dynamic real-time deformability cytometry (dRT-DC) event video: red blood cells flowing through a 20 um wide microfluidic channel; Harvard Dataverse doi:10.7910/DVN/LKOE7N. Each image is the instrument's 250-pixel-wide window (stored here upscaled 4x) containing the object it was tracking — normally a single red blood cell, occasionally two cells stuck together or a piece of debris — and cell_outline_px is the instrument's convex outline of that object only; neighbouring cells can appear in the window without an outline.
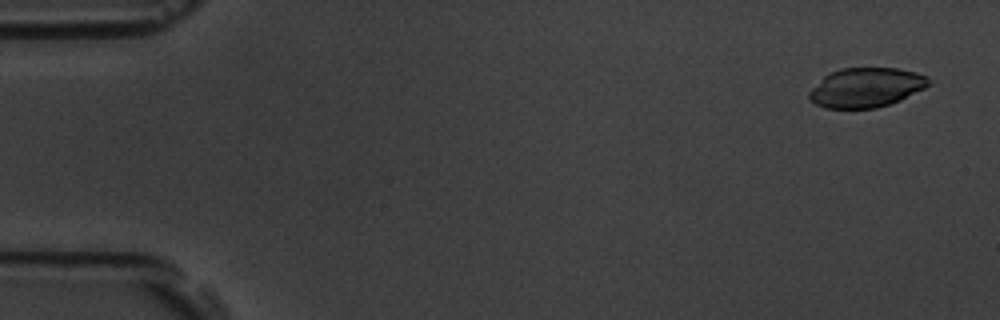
{"species": "common noctule bat (a hibernating species)", "species_latin": "Nyctalus noctula", "temperature_condition": "room temperature", "stored_images_in_passage": 5, "camera_frame_rate_fps": 3000, "um_per_image_px": 0.085, "animal": {"sex": "male", "body_mass_g": 19.5, "forearm_length_mm": 54.6}, "frame": {"image": 1, "passage_image": 1, "time_ms": 0.0, "image_size_px": [1000, 320], "cell_outline_px": [[932, 84], [900, 100], [876, 108], [824, 108], [816, 104], [808, 96], [808, 92], [828, 72], [840, 68], [896, 68], [916, 72], [928, 76]], "centroid_in_image_um": [73.62, 7.43], "position_along_channel_um": 11.4, "area_um2": 27.51}}